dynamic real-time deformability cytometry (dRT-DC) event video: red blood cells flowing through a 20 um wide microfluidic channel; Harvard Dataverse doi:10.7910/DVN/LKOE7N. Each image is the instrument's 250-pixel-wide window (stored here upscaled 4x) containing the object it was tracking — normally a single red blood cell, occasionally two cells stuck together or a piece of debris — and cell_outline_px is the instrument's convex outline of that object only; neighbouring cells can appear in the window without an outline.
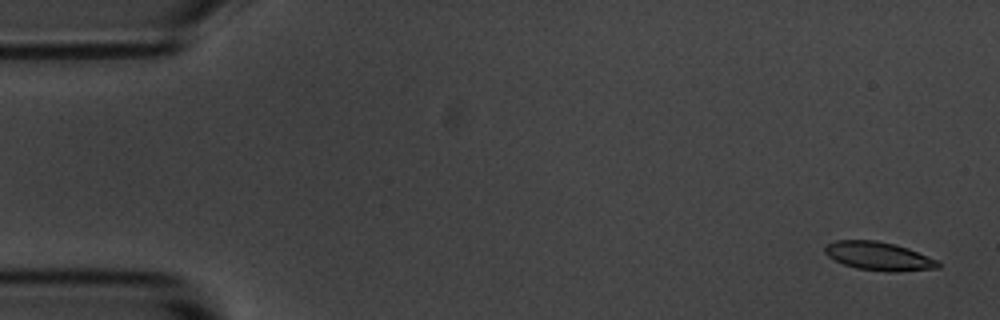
{"species": "common noctule bat (a hibernating species)", "species_latin": "Nyctalus noctula", "temperature_condition": "room temperature", "stored_images_in_passage": 5, "camera_frame_rate_fps": 3000, "um_per_image_px": 0.085, "animal": {"sex": "male", "body_mass_g": 20.1, "forearm_length_mm": 53.5}, "frame": {"image": 1, "passage_image": 1, "time_ms": 0.0, "image_size_px": [1000, 320], "cell_outline_px": [[940, 268], [896, 272], [884, 272], [856, 268], [844, 264], [828, 256], [824, 252], [824, 248], [828, 244], [836, 240], [876, 240], [896, 244], [908, 248], [940, 260]], "centroid_in_image_um": [74.75, 21.78], "position_along_channel_um": 10.3, "area_um2": 19.02}}